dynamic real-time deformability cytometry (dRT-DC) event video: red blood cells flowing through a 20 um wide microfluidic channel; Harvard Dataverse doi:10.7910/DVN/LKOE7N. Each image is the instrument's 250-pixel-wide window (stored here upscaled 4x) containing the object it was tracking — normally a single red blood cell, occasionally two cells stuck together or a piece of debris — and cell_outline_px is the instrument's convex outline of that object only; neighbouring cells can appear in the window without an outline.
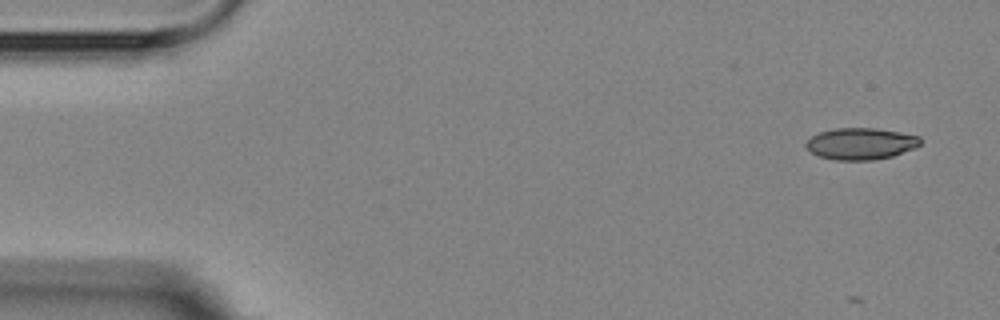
{"species": "Egyptian fruit bat (a non-hibernating species)", "species_latin": "Rousettus aegyptiacus", "temperature_condition": "room temperature", "stored_images_in_passage": 6, "segment_of_instrument_passage": [2, 2], "camera_frame_rate_fps": 3000, "um_per_image_px": 0.085, "animal": {"sex": "female"}, "frame": {"image": 1, "passage_image": 6, "time_ms": 5.667, "image_size_px": [1000, 320], "cell_outline_px": [[920, 144], [916, 148], [892, 156], [872, 160], [836, 160], [816, 156], [804, 144], [812, 136], [820, 132], [836, 128], [876, 128], [900, 132], [920, 136]], "centroid_in_image_um": [73.17, 12.21], "position_along_channel_um": 11.8, "area_um2": 21.1}}